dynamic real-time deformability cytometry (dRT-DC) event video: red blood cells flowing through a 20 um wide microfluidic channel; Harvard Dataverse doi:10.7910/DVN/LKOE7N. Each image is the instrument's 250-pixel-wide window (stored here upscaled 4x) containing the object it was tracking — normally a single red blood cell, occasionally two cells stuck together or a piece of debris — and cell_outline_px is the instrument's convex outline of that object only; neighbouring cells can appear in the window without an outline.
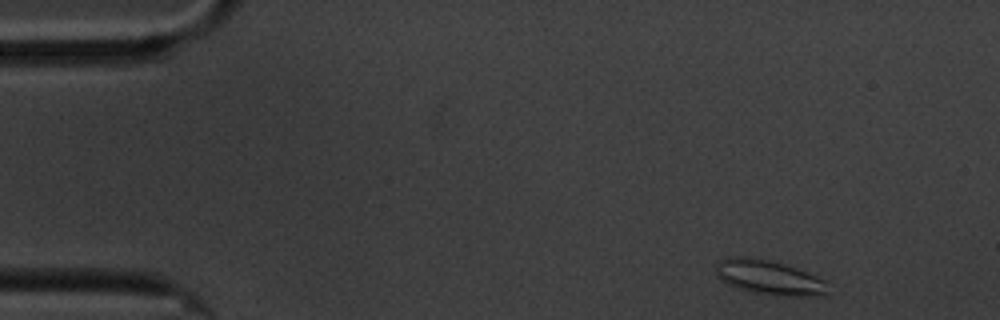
{"species": "common noctule bat (a hibernating species)", "species_latin": "Nyctalus noctula", "temperature_condition": "cold", "stored_images_in_passage": 4, "camera_frame_rate_fps": 3000, "um_per_image_px": 0.085, "animal": {"sex": "male", "body_mass_g": 20.1, "forearm_length_mm": 53.5}, "frame": {"image": 1, "passage_image": 1, "time_ms": 0.0, "image_size_px": [1000, 320], "cell_outline_px": [[828, 296], [776, 296], [752, 292], [736, 288], [720, 280], [716, 276], [716, 264], [720, 260], [728, 256], [748, 256], [772, 260], [808, 272], [824, 280], [828, 292]], "centroid_in_image_um": [65.35, 23.58], "position_along_channel_um": 19.7, "area_um2": 23.0}}
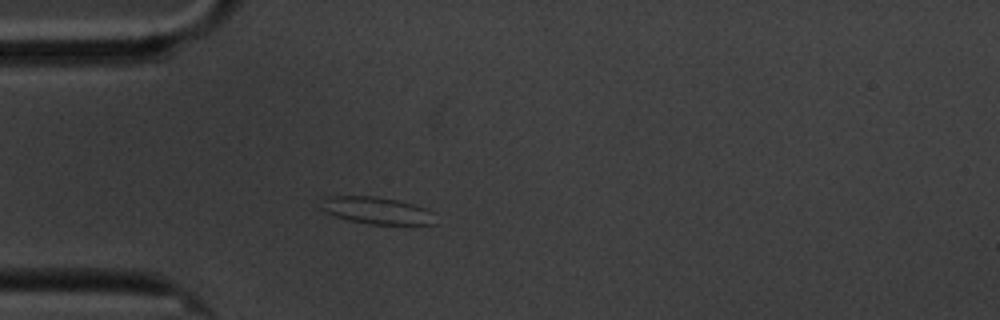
{"frame": {"image": 2, "passage_image": 4, "time_ms": 3.333, "image_size_px": [1000, 320], "cell_outline_px": [[436, 224], [412, 228], [372, 224], [348, 220], [336, 216], [320, 208], [320, 196], [376, 196], [396, 200], [412, 204], [436, 212]], "centroid_in_image_um": [32.15, 17.94], "position_along_channel_um": 52.9, "area_um2": 19.07}}